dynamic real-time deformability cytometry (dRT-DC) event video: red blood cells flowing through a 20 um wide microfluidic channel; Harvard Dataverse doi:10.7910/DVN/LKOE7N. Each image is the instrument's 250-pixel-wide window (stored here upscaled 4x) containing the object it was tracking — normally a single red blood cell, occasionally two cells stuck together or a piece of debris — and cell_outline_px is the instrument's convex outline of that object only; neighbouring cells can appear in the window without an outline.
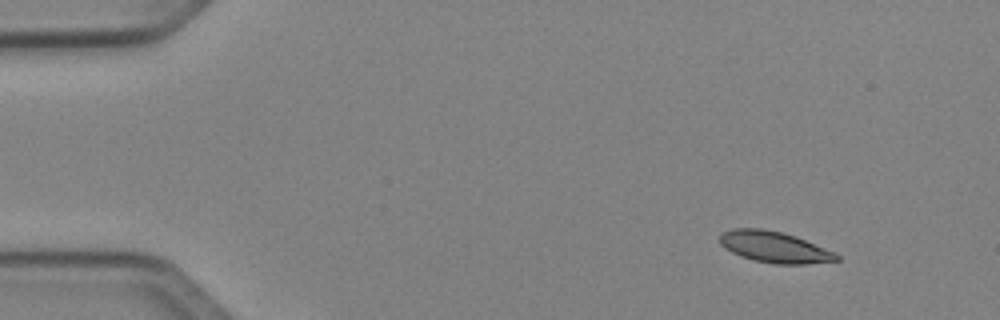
{"species": "Egyptian fruit bat (a non-hibernating species)", "species_latin": "Rousettus aegyptiacus", "temperature_condition": "cold", "stored_images_in_passage": 46, "camera_frame_rate_fps": 3000, "um_per_image_px": 0.085, "animal": {"sex": "female"}, "frame": {"image": 1, "passage_image": 1, "time_ms": 0.0, "image_size_px": [1000, 320], "cell_outline_px": [[840, 260], [796, 264], [784, 264], [756, 260], [744, 256], [728, 248], [720, 240], [720, 236], [724, 232], [740, 228], [752, 228], [780, 232], [804, 240], [832, 252], [840, 256]], "centroid_in_image_um": [65.86, 21.0], "position_along_channel_um": 19.1, "area_um2": 19.77}}
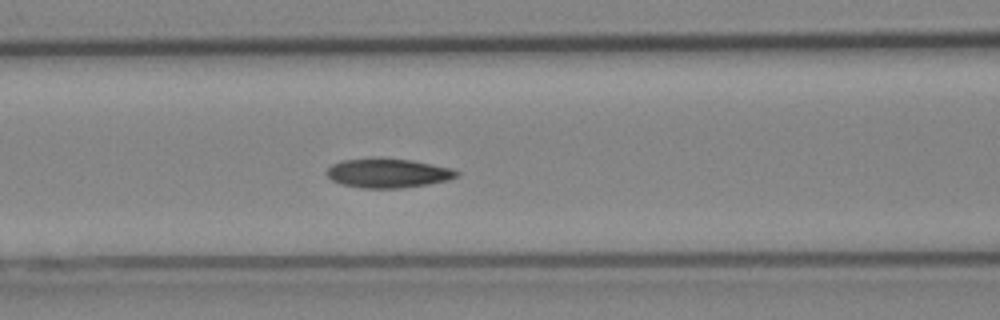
{"frame": {"image": 2, "passage_image": 17, "time_ms": 5.333, "image_size_px": [1000, 320], "cell_outline_px": [[456, 172], [452, 176], [440, 180], [420, 184], [380, 188], [376, 188], [348, 184], [336, 180], [328, 176], [328, 168], [336, 164], [348, 160], [404, 160], [444, 168]], "centroid_in_image_um": [32.85, 14.72], "position_along_channel_um": 133.7, "area_um2": 19.13}}
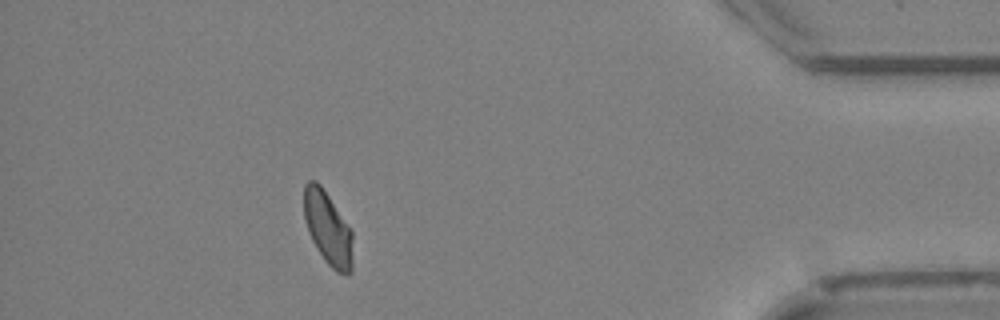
{"frame": {"image": 3, "passage_image": 41, "time_ms": 13.333, "image_size_px": [1000, 320], "cell_outline_px": [[352, 236], [348, 272], [340, 272], [332, 268], [328, 264], [320, 252], [308, 228], [304, 216], [304, 188], [308, 180], [312, 180], [320, 184], [352, 232]], "centroid_in_image_um": [27.82, 19.31], "position_along_channel_um": 407.4, "area_um2": 19.36}}